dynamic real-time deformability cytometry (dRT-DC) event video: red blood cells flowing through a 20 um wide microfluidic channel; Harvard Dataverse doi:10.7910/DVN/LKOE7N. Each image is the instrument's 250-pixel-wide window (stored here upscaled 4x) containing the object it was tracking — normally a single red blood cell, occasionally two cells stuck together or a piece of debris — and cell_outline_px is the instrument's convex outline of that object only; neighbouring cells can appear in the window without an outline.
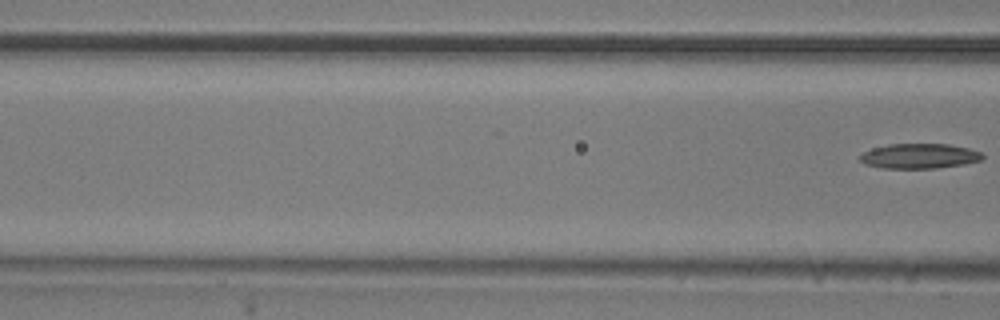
{"species": "common noctule bat (a hibernating species)", "species_latin": "Nyctalus noctula", "temperature_condition": "room temperature", "stored_images_in_passage": 7, "segment_of_instrument_passage": [2, 2], "camera_frame_rate_fps": 3000, "um_per_image_px": 0.085, "animal": {"sex": "male", "body_mass_g": 20.5, "forearm_length_mm": 52.5}, "frame": {"image": 1, "passage_image": 7, "time_ms": 7.667, "image_size_px": [1000, 320], "cell_outline_px": [[984, 160], [964, 164], [936, 168], [880, 168], [864, 164], [860, 160], [860, 156], [864, 152], [872, 148], [888, 144], [948, 144], [968, 148], [980, 152], [984, 156]], "centroid_in_image_um": [78.15, 13.27], "position_along_channel_um": 88.4, "area_um2": 17.86}}